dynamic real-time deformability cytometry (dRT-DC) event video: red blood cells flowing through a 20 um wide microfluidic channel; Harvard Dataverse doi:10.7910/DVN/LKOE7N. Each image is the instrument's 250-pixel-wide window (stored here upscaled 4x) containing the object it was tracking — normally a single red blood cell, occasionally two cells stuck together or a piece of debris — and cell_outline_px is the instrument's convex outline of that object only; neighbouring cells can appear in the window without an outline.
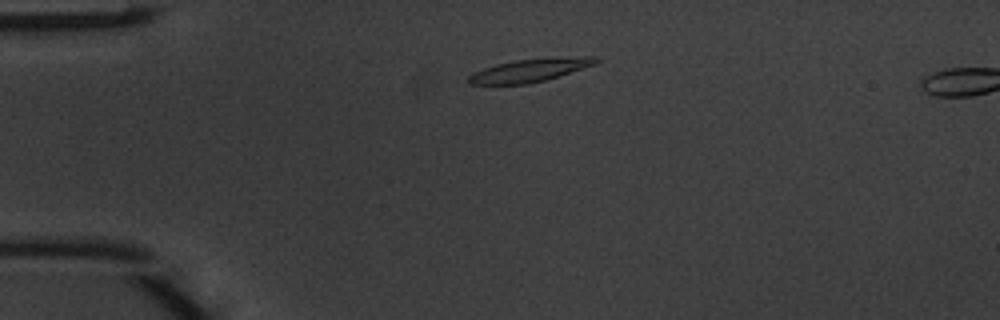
{"species": "common noctule bat (a hibernating species)", "species_latin": "Nyctalus noctula", "temperature_condition": "warm", "stored_images_in_passage": 38, "camera_frame_rate_fps": 3000, "um_per_image_px": 0.085, "animal": {"sex": "male", "body_mass_g": 20.1, "forearm_length_mm": 53.5}, "frame": {"image": 1, "passage_image": 1, "time_ms": 0.0, "image_size_px": [1000, 320], "cell_outline_px": [[600, 60], [596, 64], [544, 80], [528, 84], [468, 84], [468, 76], [484, 68], [496, 64], [516, 60], [584, 56], [596, 56]], "centroid_in_image_um": [45.05, 5.97], "position_along_channel_um": 39.9, "area_um2": 16.7}}
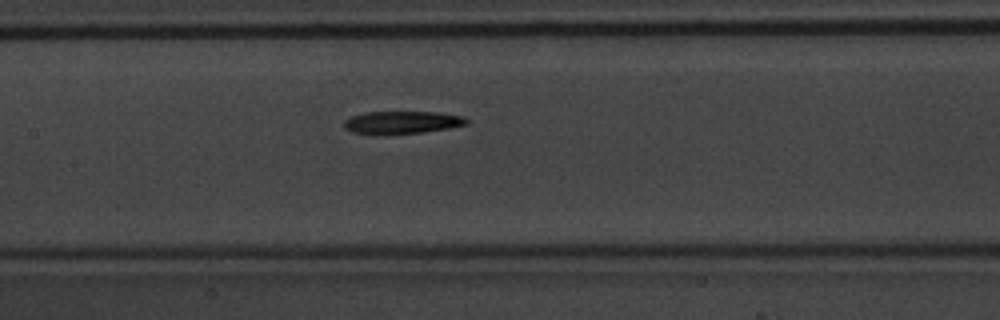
{"frame": {"image": 2, "passage_image": 13, "time_ms": 4.0, "image_size_px": [1000, 320], "cell_outline_px": [[468, 124], [448, 128], [424, 132], [384, 136], [372, 136], [352, 132], [344, 128], [344, 120], [352, 116], [364, 112], [436, 112], [464, 116], [468, 120]], "centroid_in_image_um": [34.11, 10.43], "position_along_channel_um": 173.3, "area_um2": 16.7}}
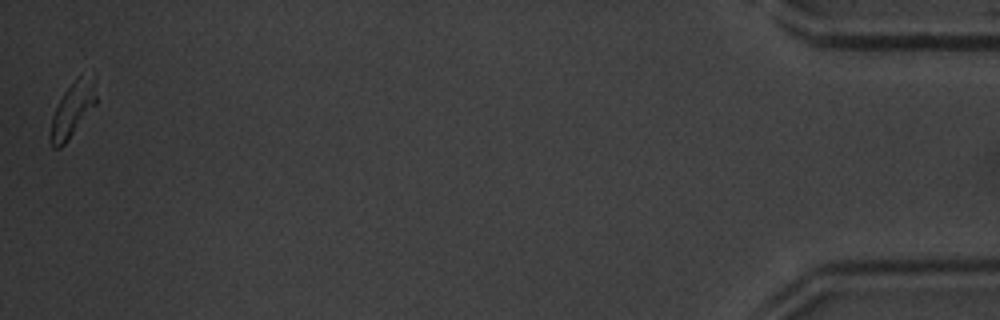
{"frame": {"image": 3, "passage_image": 38, "time_ms": 12.333, "image_size_px": [1000, 320], "cell_outline_px": [[96, 104], [64, 144], [60, 148], [52, 148], [48, 140], [48, 136], [52, 116], [64, 92], [76, 76], [80, 72], [96, 96]], "centroid_in_image_um": [6.04, 9.45], "position_along_channel_um": 429.2, "area_um2": 13.81}, "authors_computed_cell_mechanics": {"area_um2": 16.6753, "velocity_mm_per_s": 4.1356, "shape_relaxation_time_tau1_ms": 4.4163, "shape_relaxation_time_tau2_ms": null, "deformation_change_tau1": 0.1781, "deformation_change_tau2": null}}